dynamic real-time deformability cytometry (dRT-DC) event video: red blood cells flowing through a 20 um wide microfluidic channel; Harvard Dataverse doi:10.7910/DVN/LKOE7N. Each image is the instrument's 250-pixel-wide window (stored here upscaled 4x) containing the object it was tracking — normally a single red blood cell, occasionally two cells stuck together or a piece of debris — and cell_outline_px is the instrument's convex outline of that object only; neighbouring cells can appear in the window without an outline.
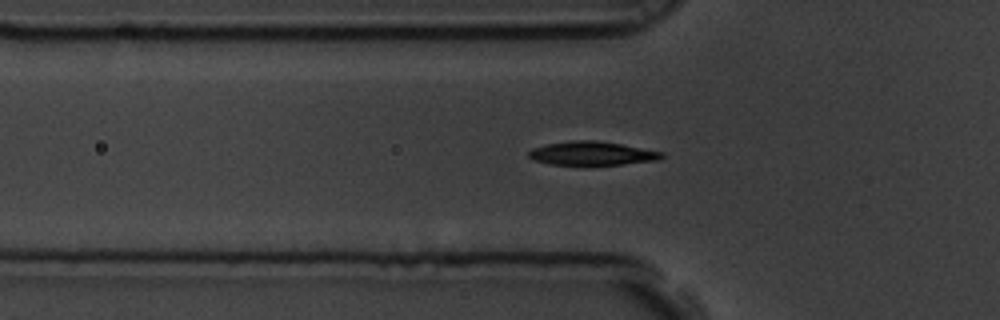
{"species": "common noctule bat (a hibernating species)", "species_latin": "Nyctalus noctula", "temperature_condition": "room temperature", "stored_images_in_passage": 41, "camera_frame_rate_fps": 3000, "um_per_image_px": 0.085, "animal": {"sex": "male", "body_mass_g": 19.5, "forearm_length_mm": 54.6}, "frame": {"image": 1, "passage_image": 2, "time_ms": 0.333, "image_size_px": [1000, 320], "cell_outline_px": [[664, 156], [660, 160], [624, 164], [548, 164], [532, 160], [528, 156], [528, 152], [532, 148], [548, 144], [568, 140], [596, 140], [620, 144], [664, 152]], "centroid_in_image_um": [50.31, 13.03], "position_along_channel_um": 75.5, "area_um2": 18.32}}
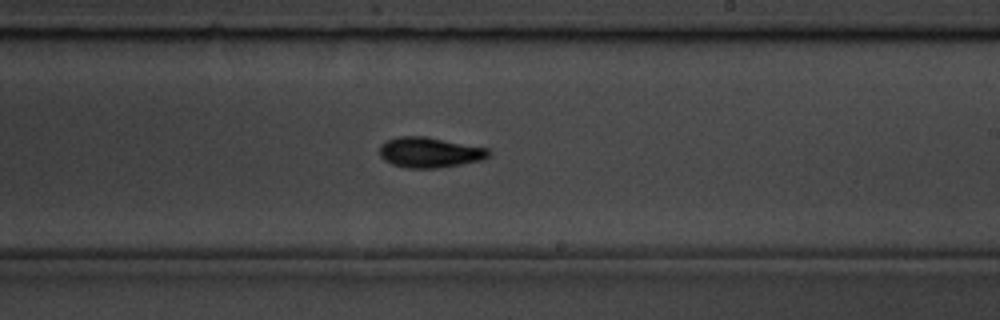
{"frame": {"image": 2, "passage_image": 17, "time_ms": 5.333, "image_size_px": [1000, 320], "cell_outline_px": [[492, 152], [484, 160], [436, 168], [408, 168], [392, 164], [384, 160], [380, 156], [380, 144], [384, 140], [400, 136], [428, 136], [488, 148]], "centroid_in_image_um": [36.52, 12.94], "position_along_channel_um": 252.5, "area_um2": 19.54}}
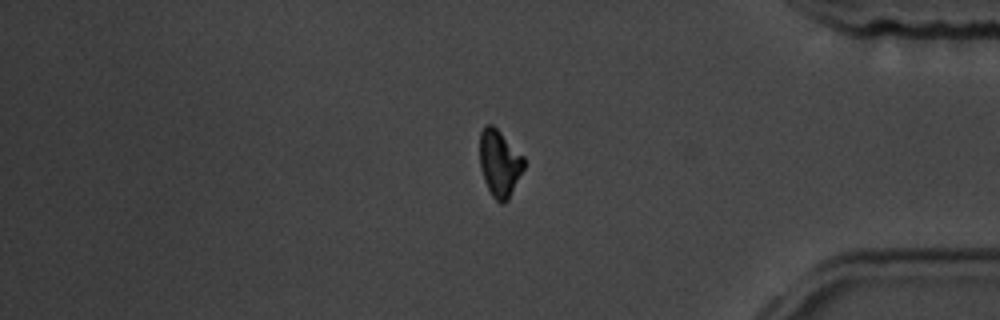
{"frame": {"image": 3, "passage_image": 31, "time_ms": 10.0, "image_size_px": [1000, 320], "cell_outline_px": [[524, 168], [508, 200], [504, 204], [500, 204], [492, 196], [484, 180], [480, 168], [480, 132], [484, 124], [492, 124], [524, 156]], "centroid_in_image_um": [42.45, 13.88], "position_along_channel_um": 392.7, "area_um2": 17.22}, "authors_computed_cell_mechanics": {"area_um2": 18.496, "velocity_mm_per_s": 3.5398, "shape_relaxation_time_tau1_ms": 2.8613, "shape_relaxation_time_tau2_ms": null, "deformation_change_tau1": 0.1437, "deformation_change_tau2": null}}